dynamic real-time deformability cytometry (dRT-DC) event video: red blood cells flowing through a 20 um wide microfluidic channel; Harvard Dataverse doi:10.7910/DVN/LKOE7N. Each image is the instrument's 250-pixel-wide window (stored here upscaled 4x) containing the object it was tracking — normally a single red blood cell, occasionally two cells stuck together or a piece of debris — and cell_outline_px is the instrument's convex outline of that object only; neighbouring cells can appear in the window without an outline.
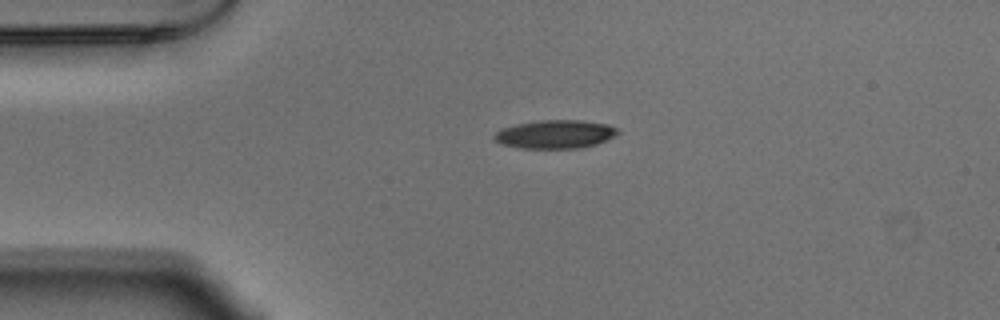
{"species": "Egyptian fruit bat (a non-hibernating species)", "species_latin": "Rousettus aegyptiacus", "temperature_condition": "warm", "stored_images_in_passage": 43, "camera_frame_rate_fps": 3000, "um_per_image_px": 0.085, "animal": {"sex": "male"}, "frame": {"image": 1, "passage_image": 1, "time_ms": 0.0, "image_size_px": [1000, 320], "cell_outline_px": [[620, 132], [616, 136], [596, 144], [580, 148], [520, 148], [500, 144], [492, 136], [496, 132], [504, 128], [516, 124], [540, 120], [580, 120], [608, 124], [616, 128]], "centroid_in_image_um": [47.21, 11.41], "position_along_channel_um": 37.8, "area_um2": 20.46}}
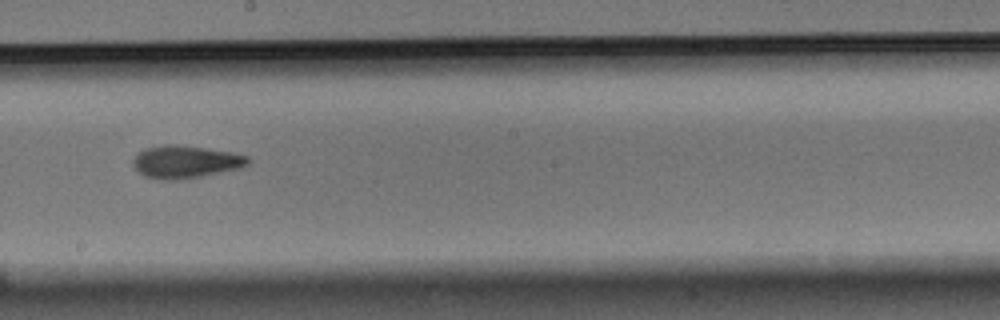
{"frame": {"image": 2, "passage_image": 19, "time_ms": 6.0, "image_size_px": [1000, 320], "cell_outline_px": [[252, 160], [244, 168], [180, 180], [164, 180], [144, 176], [132, 164], [132, 160], [144, 148], [164, 144], [172, 144], [208, 148], [232, 152], [248, 156]], "centroid_in_image_um": [15.82, 13.75], "position_along_channel_um": 232.4, "area_um2": 22.08}}
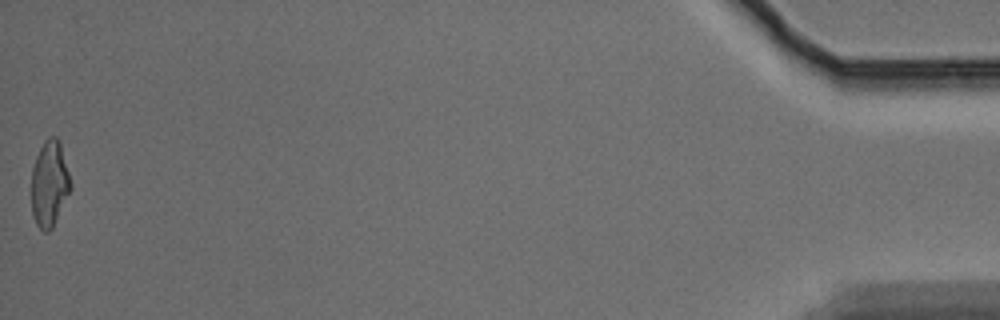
{"frame": {"image": 3, "passage_image": 43, "time_ms": 14.0, "image_size_px": [1000, 320], "cell_outline_px": [[72, 188], [52, 228], [48, 232], [44, 232], [36, 224], [32, 212], [32, 168], [36, 156], [44, 140], [48, 136], [56, 136], [60, 140], [72, 184]], "centroid_in_image_um": [4.22, 15.58], "position_along_channel_um": 431.0, "area_um2": 19.77}, "authors_computed_cell_mechanics": {"area_um2": 20.519, "velocity_mm_per_s": 3.7233, "shape_relaxation_time_tau1_ms": 6.36, "shape_relaxation_time_tau2_ms": 3.8736, "deformation_change_tau1": 0.2004, "deformation_change_tau2": 0.1261}}